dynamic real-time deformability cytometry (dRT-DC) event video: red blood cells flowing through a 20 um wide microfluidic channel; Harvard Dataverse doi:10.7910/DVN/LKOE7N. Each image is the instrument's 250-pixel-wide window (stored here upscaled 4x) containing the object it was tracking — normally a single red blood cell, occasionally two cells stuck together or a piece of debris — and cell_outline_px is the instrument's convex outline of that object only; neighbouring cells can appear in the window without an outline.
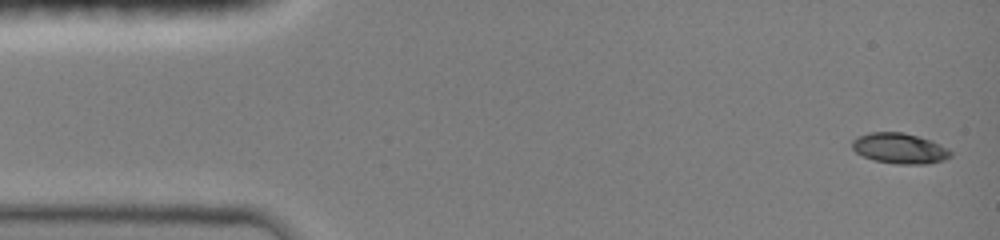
{"species": "common noctule bat (a hibernating species)", "species_latin": "Nyctalus noctula", "temperature_condition": "room temperature", "stored_images_in_passage": 10, "camera_frame_rate_fps": 3000, "um_per_image_px": 0.085, "animal": {"sex": "female", "body_mass_g": 19.0, "forearm_length_mm": 51.5}, "frame": {"image": 1, "passage_image": 1, "time_ms": 0.0, "image_size_px": [1000, 240], "cell_outline_px": [[952, 156], [944, 160], [928, 164], [896, 164], [872, 160], [856, 152], [852, 148], [852, 140], [856, 136], [868, 132], [904, 132], [932, 140], [948, 148], [952, 152]], "centroid_in_image_um": [76.47, 12.61], "position_along_channel_um": 8.5, "area_um2": 17.8}}
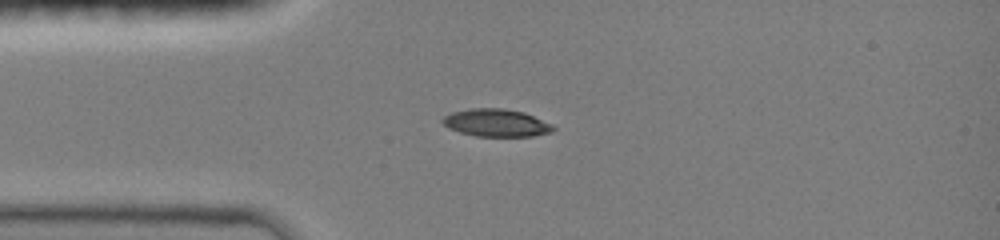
{"frame": {"image": 2, "passage_image": 7, "time_ms": 3.333, "image_size_px": [1000, 240], "cell_outline_px": [[556, 128], [552, 132], [532, 136], [476, 136], [460, 132], [448, 128], [440, 120], [444, 116], [452, 112], [468, 108], [504, 108], [524, 112], [552, 124]], "centroid_in_image_um": [42.17, 10.43], "position_along_channel_um": 42.8, "area_um2": 17.86}}
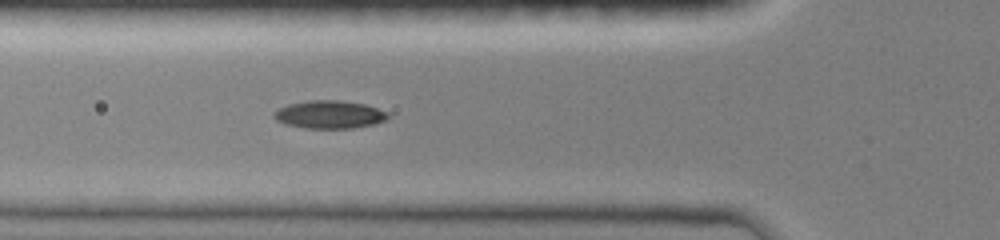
{"frame": {"image": 3, "passage_image": 10, "time_ms": 5.0, "image_size_px": [1000, 240], "cell_outline_px": [[392, 116], [388, 120], [376, 124], [352, 128], [304, 128], [284, 124], [276, 120], [272, 116], [272, 112], [288, 104], [308, 100], [340, 100], [364, 104], [388, 112]], "centroid_in_image_um": [28.02, 9.74], "position_along_channel_um": 97.8, "area_um2": 18.84}}